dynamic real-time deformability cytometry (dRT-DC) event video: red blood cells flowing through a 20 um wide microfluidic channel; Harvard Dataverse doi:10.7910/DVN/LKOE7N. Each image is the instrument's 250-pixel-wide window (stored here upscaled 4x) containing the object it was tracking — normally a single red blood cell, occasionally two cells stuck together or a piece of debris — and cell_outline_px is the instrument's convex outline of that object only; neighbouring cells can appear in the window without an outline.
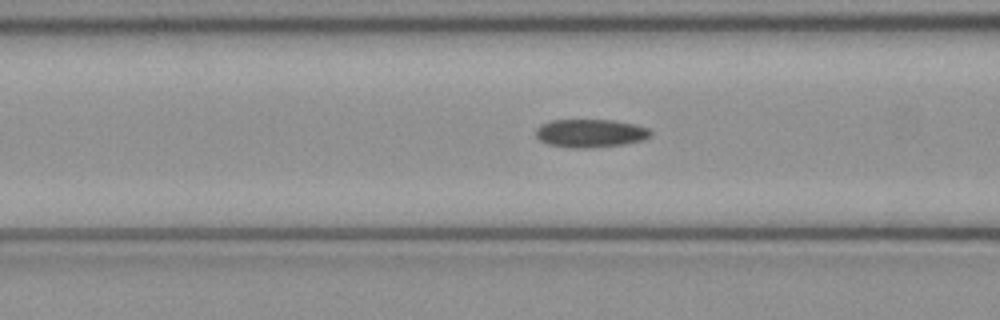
{"species": "common noctule bat (a hibernating species)", "species_latin": "Nyctalus noctula", "temperature_condition": "cold", "stored_images_in_passage": 48, "camera_frame_rate_fps": 3000, "um_per_image_px": 0.085, "animal": {"sex": "female", "body_mass_g": 21.9}, "frame": {"image": 1, "passage_image": 17, "time_ms": 5.333, "image_size_px": [1000, 320], "cell_outline_px": [[652, 136], [644, 140], [624, 144], [592, 148], [572, 148], [548, 144], [540, 140], [536, 136], [536, 128], [540, 124], [552, 120], [612, 120], [632, 124], [648, 128], [652, 132]], "centroid_in_image_um": [50.18, 11.33], "position_along_channel_um": 116.4, "area_um2": 18.96}}
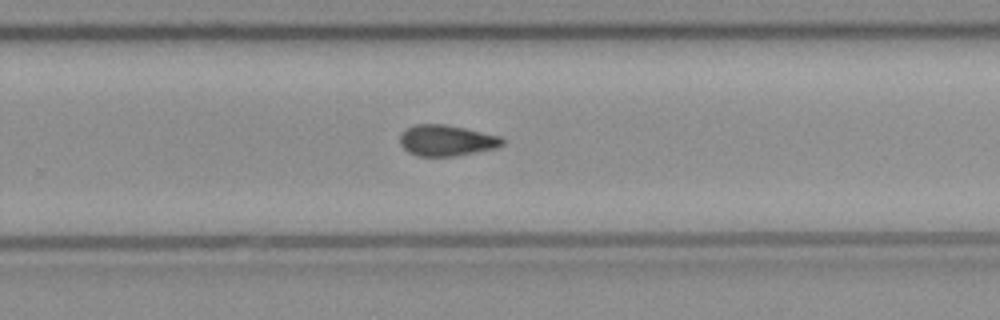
{"frame": {"image": 2, "passage_image": 30, "time_ms": 9.667, "image_size_px": [1000, 320], "cell_outline_px": [[504, 144], [496, 148], [456, 156], [416, 156], [408, 152], [400, 144], [400, 136], [404, 128], [416, 124], [444, 124], [464, 128], [500, 136], [504, 140]], "centroid_in_image_um": [37.93, 11.94], "position_along_channel_um": 291.9, "area_um2": 18.55}}
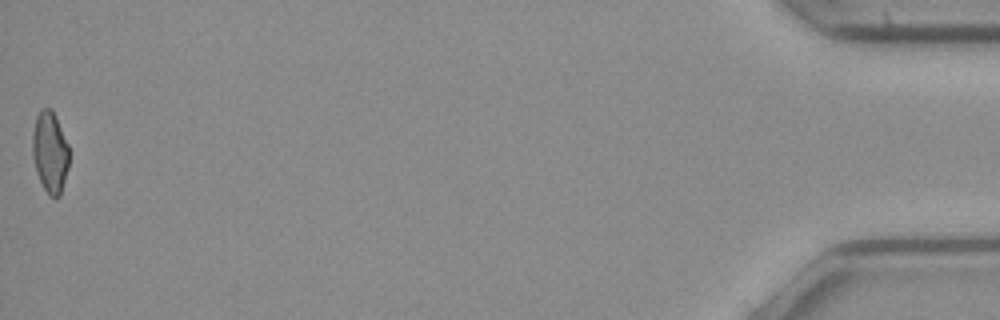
{"frame": {"image": 3, "passage_image": 48, "time_ms": 15.667, "image_size_px": [1000, 320], "cell_outline_px": [[68, 168], [60, 196], [52, 196], [44, 188], [36, 172], [32, 156], [32, 132], [36, 116], [40, 108], [52, 108], [56, 116], [68, 144]], "centroid_in_image_um": [4.23, 12.87], "position_along_channel_um": 431.0, "area_um2": 17.4}, "authors_computed_cell_mechanics": {"area_um2": 18.496, "velocity_mm_per_s": 4.0538, "shape_relaxation_time_tau1_ms": null, "shape_relaxation_time_tau2_ms": 5.2947, "deformation_change_tau1": null, "deformation_change_tau2": 0.1238}}